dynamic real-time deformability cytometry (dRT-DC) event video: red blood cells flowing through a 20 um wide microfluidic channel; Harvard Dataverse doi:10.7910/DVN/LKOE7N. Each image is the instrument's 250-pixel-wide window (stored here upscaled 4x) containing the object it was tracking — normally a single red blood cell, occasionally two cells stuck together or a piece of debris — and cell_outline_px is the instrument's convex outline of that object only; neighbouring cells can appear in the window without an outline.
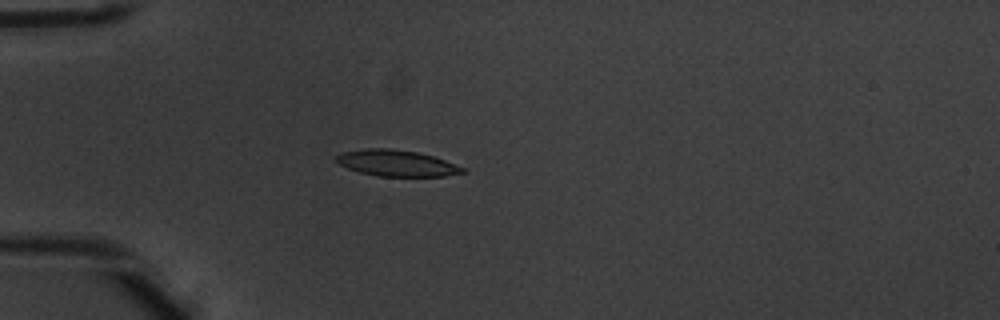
{"species": "common noctule bat (a hibernating species)", "species_latin": "Nyctalus noctula", "temperature_condition": "warm", "stored_images_in_passage": 4, "camera_frame_rate_fps": 3000, "um_per_image_px": 0.085, "animal": {"sex": "male", "body_mass_g": 20.1, "forearm_length_mm": 53.5}, "frame": {"image": 1, "passage_image": 4, "time_ms": 1.0, "image_size_px": [1000, 320], "cell_outline_px": [[468, 172], [444, 176], [376, 176], [360, 172], [348, 168], [340, 164], [336, 160], [336, 156], [340, 152], [368, 148], [388, 148], [416, 152], [432, 156], [444, 160], [464, 168]], "centroid_in_image_um": [33.7, 13.87], "position_along_channel_um": 51.3, "area_um2": 19.13}}